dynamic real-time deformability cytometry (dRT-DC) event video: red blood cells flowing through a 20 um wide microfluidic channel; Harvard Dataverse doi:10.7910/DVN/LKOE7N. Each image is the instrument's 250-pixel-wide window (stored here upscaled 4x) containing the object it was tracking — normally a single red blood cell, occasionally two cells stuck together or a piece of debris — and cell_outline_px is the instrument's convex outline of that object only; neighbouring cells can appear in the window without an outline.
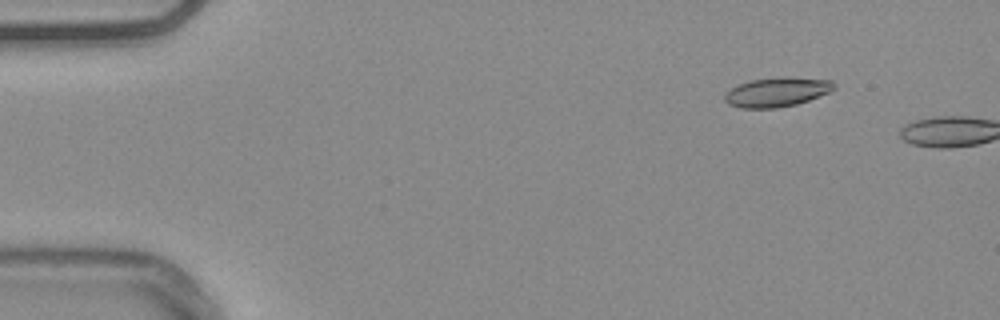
{"species": "common noctule bat (a hibernating species)", "species_latin": "Nyctalus noctula", "temperature_condition": "warm", "stored_images_in_passage": 3, "camera_frame_rate_fps": 3000, "um_per_image_px": 0.085, "animal": {"sex": "male", "body_mass_g": 20.4}, "frame": {"image": 1, "passage_image": 1, "time_ms": 0.0, "image_size_px": [1000, 320], "cell_outline_px": [[836, 88], [828, 92], [808, 100], [796, 104], [776, 108], [740, 108], [728, 104], [724, 100], [724, 92], [740, 84], [752, 80], [784, 76], [832, 80], [836, 84]], "centroid_in_image_um": [66.03, 7.82], "position_along_channel_um": 19.0, "area_um2": 18.73}}